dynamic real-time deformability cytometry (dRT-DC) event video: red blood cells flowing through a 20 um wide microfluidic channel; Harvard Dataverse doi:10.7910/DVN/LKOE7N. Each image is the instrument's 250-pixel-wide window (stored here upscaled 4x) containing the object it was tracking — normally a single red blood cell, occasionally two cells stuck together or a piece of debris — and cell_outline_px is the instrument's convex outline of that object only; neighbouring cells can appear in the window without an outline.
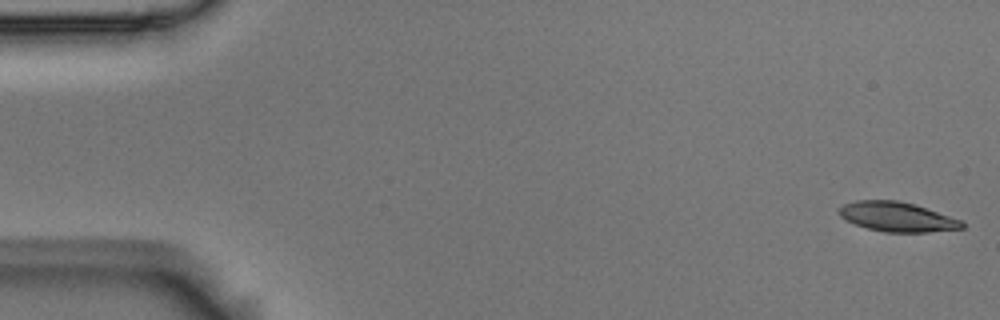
{"species": "Egyptian fruit bat (a non-hibernating species)", "species_latin": "Rousettus aegyptiacus", "temperature_condition": "room temperature", "stored_images_in_passage": 6, "segment_of_instrument_passage": [1, 2], "camera_frame_rate_fps": 3000, "um_per_image_px": 0.085, "animal": {"sex": "male"}, "frame": {"image": 1, "passage_image": 1, "time_ms": 0.0, "image_size_px": [1000, 320], "cell_outline_px": [[964, 228], [928, 232], [884, 232], [868, 228], [856, 224], [840, 216], [836, 212], [836, 208], [844, 204], [856, 200], [896, 200], [916, 204], [964, 220]], "centroid_in_image_um": [76.28, 18.42], "position_along_channel_um": 8.7, "area_um2": 21.44}}
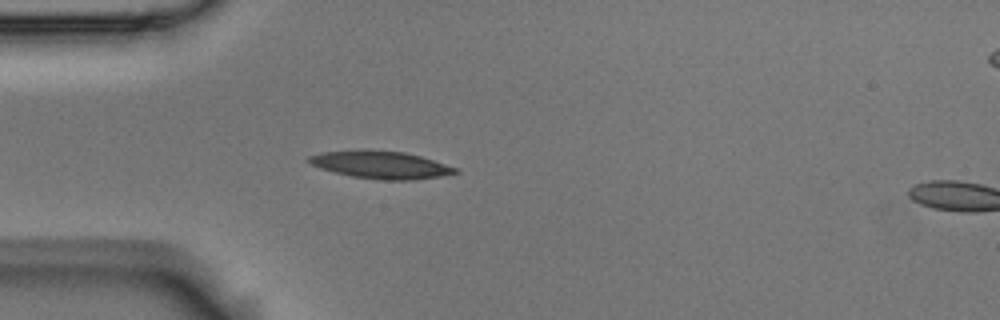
{"frame": {"image": 2, "passage_image": 5, "time_ms": 1.333, "image_size_px": [1000, 320], "cell_outline_px": [[460, 172], [440, 176], [412, 180], [384, 180], [352, 176], [320, 168], [304, 160], [308, 156], [320, 152], [360, 148], [364, 148], [404, 152], [420, 156], [456, 168]], "centroid_in_image_um": [32.28, 13.98], "position_along_channel_um": 52.7, "area_um2": 23.7}}